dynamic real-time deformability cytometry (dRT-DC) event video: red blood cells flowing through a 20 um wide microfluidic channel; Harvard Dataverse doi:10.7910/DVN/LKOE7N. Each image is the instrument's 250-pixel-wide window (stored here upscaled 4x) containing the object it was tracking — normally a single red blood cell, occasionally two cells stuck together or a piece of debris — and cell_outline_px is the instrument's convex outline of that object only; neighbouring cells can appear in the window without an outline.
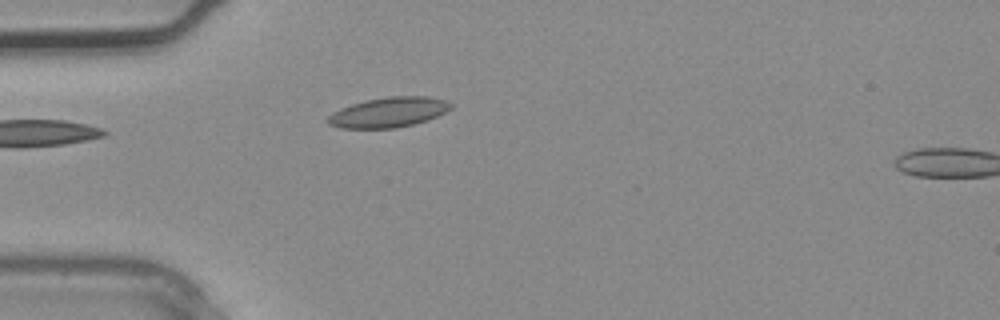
{"species": "common noctule bat (a hibernating species)", "species_latin": "Nyctalus noctula", "temperature_condition": "warm", "stored_images_in_passage": 3, "segment_of_instrument_passage": [1, 2], "camera_frame_rate_fps": 3000, "um_per_image_px": 0.085, "animal": {"sex": "male", "body_mass_g": 20.4}, "frame": {"image": 1, "passage_image": 2, "time_ms": 0.333, "image_size_px": [1000, 320], "cell_outline_px": [[452, 108], [428, 120], [396, 128], [340, 128], [328, 124], [328, 116], [332, 112], [340, 108], [352, 104], [368, 100], [388, 96], [428, 96], [448, 100], [452, 104]], "centroid_in_image_um": [33.04, 9.54], "position_along_channel_um": 52.0, "area_um2": 21.5}}